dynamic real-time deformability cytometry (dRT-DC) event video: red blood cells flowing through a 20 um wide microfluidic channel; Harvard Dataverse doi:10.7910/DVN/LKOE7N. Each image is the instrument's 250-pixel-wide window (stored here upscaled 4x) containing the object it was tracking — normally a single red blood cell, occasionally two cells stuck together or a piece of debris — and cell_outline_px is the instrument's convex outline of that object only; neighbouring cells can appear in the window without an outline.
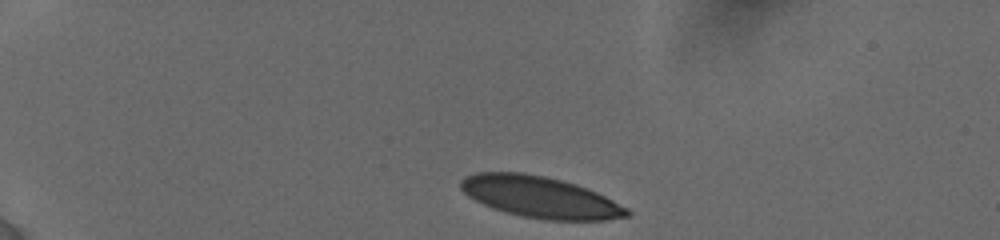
{"species": "human", "species_latin": "Homo sapiens", "temperature_condition": "cold", "stored_images_in_passage": 10, "camera_frame_rate_fps": 3000, "um_per_image_px": 0.085, "donor": {"sex": "female"}, "frame": {"image": 1, "passage_image": 1, "time_ms": 0.0, "image_size_px": [1000, 240], "cell_outline_px": [[632, 212], [628, 216], [608, 220], [544, 220], [504, 212], [492, 208], [468, 196], [460, 188], [460, 180], [464, 176], [476, 172], [520, 172], [544, 176], [576, 184], [588, 188], [628, 208]], "centroid_in_image_um": [45.9, 16.75], "position_along_channel_um": 39.1, "area_um2": 40.06}}
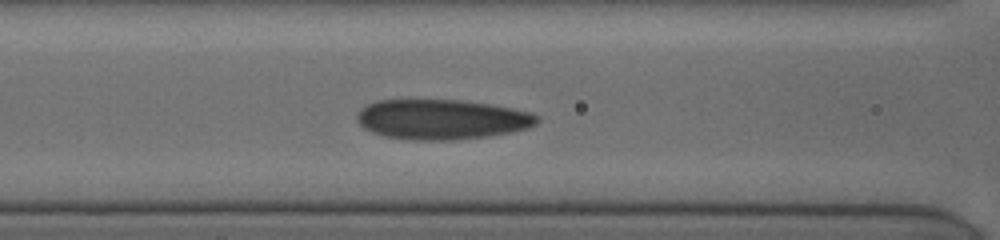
{"frame": {"image": 2, "passage_image": 7, "time_ms": 4.333, "image_size_px": [1000, 240], "cell_outline_px": [[540, 120], [536, 124], [528, 128], [512, 132], [488, 136], [452, 140], [412, 140], [384, 136], [372, 132], [364, 128], [356, 120], [356, 116], [360, 108], [368, 104], [380, 100], [460, 100], [488, 104], [512, 108], [528, 112], [536, 116]], "centroid_in_image_um": [37.52, 10.15], "position_along_channel_um": 129.1, "area_um2": 41.91}}
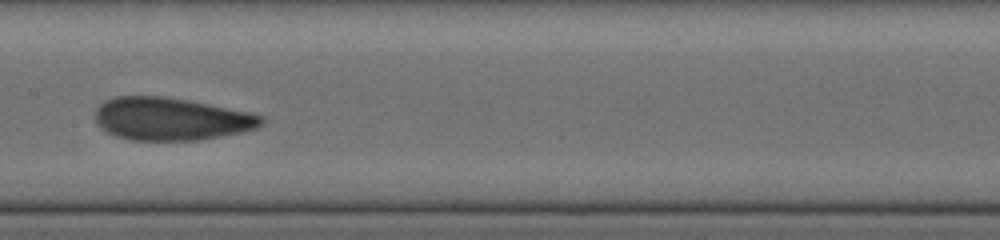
{"frame": {"image": 3, "passage_image": 9, "time_ms": 6.0, "image_size_px": [1000, 240], "cell_outline_px": [[264, 124], [256, 128], [240, 132], [200, 140], [132, 140], [116, 136], [104, 132], [96, 124], [96, 108], [104, 100], [116, 96], [164, 96], [248, 112], [264, 116]], "centroid_in_image_um": [14.49, 10.11], "position_along_channel_um": 192.9, "area_um2": 41.27}}